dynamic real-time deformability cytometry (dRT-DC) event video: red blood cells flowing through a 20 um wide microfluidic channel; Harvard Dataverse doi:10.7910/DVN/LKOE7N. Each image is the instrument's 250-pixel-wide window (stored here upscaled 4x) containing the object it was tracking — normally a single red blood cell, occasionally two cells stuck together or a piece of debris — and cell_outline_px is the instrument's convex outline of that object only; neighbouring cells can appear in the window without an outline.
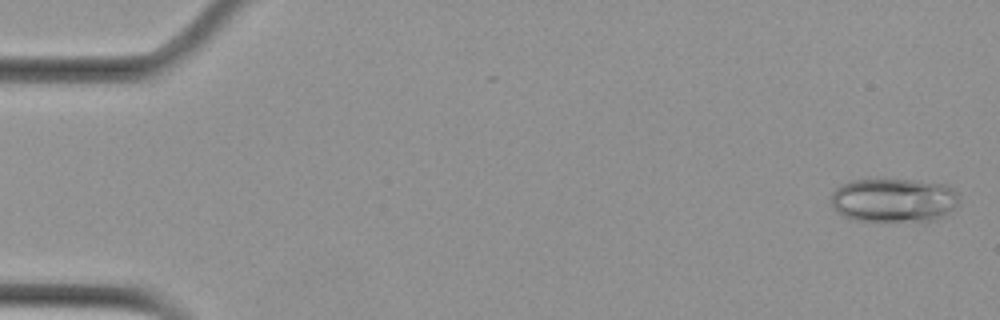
{"species": "Egyptian fruit bat (a non-hibernating species)", "species_latin": "Rousettus aegyptiacus", "temperature_condition": "cold", "stored_images_in_passage": 52, "camera_frame_rate_fps": 3000, "um_per_image_px": 0.085, "animal": {"sex": "female"}, "frame": {"image": 1, "passage_image": 1, "time_ms": 0.0, "image_size_px": [1000, 320], "cell_outline_px": [[956, 204], [948, 212], [936, 220], [852, 220], [836, 212], [832, 204], [832, 192], [840, 184], [852, 180], [880, 176], [916, 180], [944, 184], [952, 188], [956, 192]], "centroid_in_image_um": [75.89, 16.95], "position_along_channel_um": 9.1, "area_um2": 33.23}}
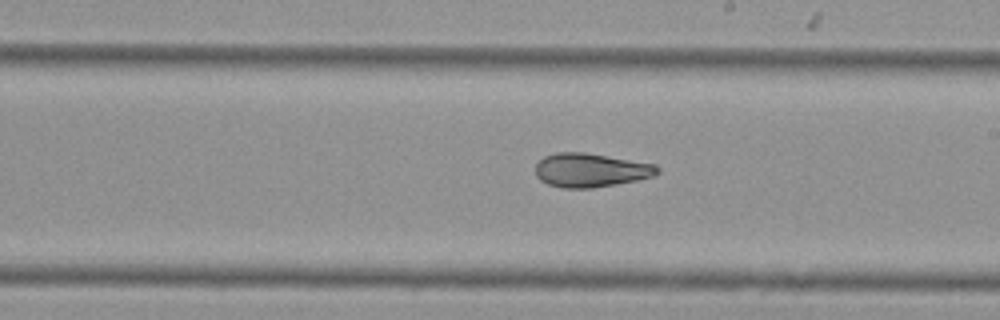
{"frame": {"image": 2, "passage_image": 32, "time_ms": 10.333, "image_size_px": [1000, 320], "cell_outline_px": [[660, 172], [656, 176], [640, 180], [592, 188], [560, 188], [548, 184], [540, 180], [536, 176], [536, 164], [544, 156], [556, 152], [584, 152], [656, 164], [660, 168]], "centroid_in_image_um": [50.24, 14.47], "position_along_channel_um": 238.8, "area_um2": 24.33}}
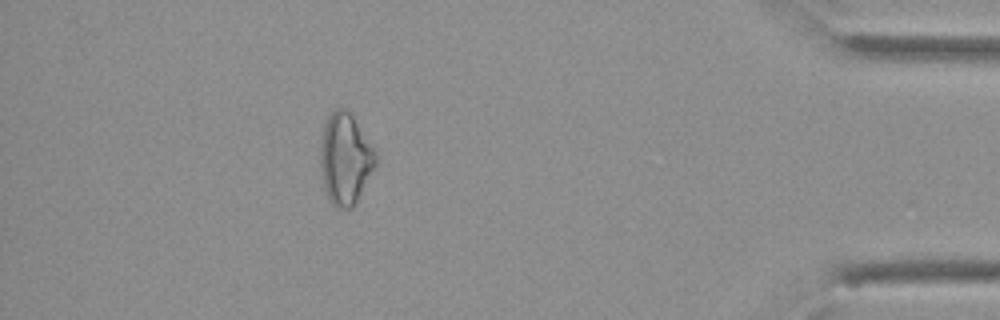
{"frame": {"image": 3, "passage_image": 50, "time_ms": 16.333, "image_size_px": [1000, 320], "cell_outline_px": [[376, 164], [356, 204], [352, 208], [336, 208], [328, 200], [324, 188], [320, 164], [320, 140], [324, 124], [328, 116], [336, 108], [344, 108], [352, 116], [376, 152]], "centroid_in_image_um": [29.32, 13.54], "position_along_channel_um": 405.9, "area_um2": 29.36}}